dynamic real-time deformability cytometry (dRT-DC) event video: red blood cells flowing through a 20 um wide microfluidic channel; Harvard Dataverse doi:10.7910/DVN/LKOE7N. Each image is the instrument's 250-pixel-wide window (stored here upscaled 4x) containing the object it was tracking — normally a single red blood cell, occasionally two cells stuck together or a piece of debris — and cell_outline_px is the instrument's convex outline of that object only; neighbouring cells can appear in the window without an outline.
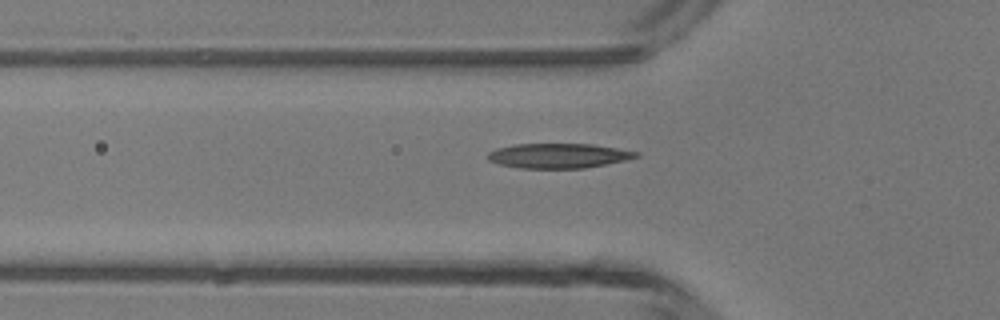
{"species": "common noctule bat (a hibernating species)", "species_latin": "Nyctalus noctula", "temperature_condition": "room temperature", "stored_images_in_passage": 18, "camera_frame_rate_fps": 3000, "um_per_image_px": 0.085, "animal": {"sex": "male", "body_mass_g": 13.3}, "frame": {"image": 1, "passage_image": 8, "time_ms": 2.333, "image_size_px": [1000, 320], "cell_outline_px": [[640, 156], [624, 160], [584, 168], [520, 168], [500, 164], [488, 160], [488, 152], [496, 148], [512, 144], [592, 144], [640, 152]], "centroid_in_image_um": [47.45, 13.23], "position_along_channel_um": 78.4, "area_um2": 21.27}}
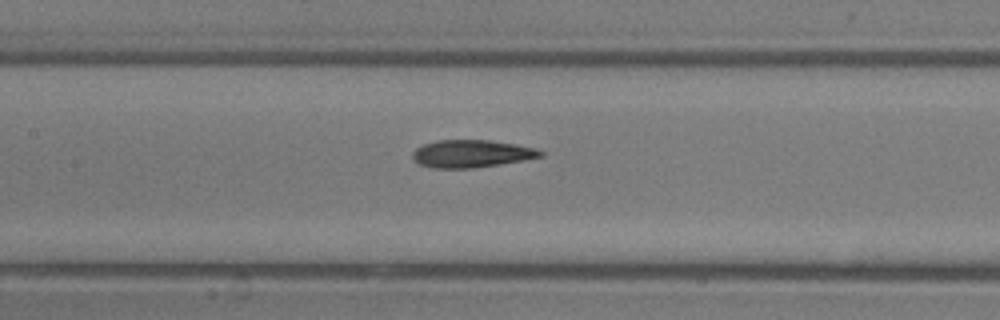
{"frame": {"image": 2, "passage_image": 14, "time_ms": 4.333, "image_size_px": [1000, 320], "cell_outline_px": [[544, 156], [524, 160], [500, 164], [472, 168], [432, 168], [420, 164], [412, 160], [412, 152], [416, 148], [424, 144], [436, 140], [488, 140], [516, 144], [536, 148], [544, 152]], "centroid_in_image_um": [40.07, 13.06], "position_along_channel_um": 167.3, "area_um2": 20.63}}
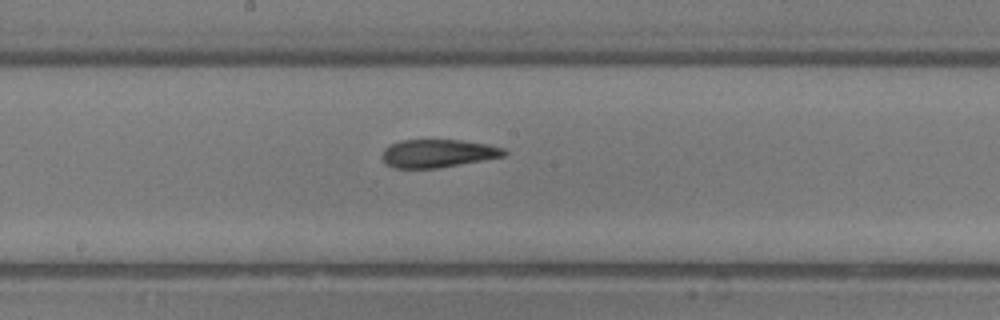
{"frame": {"image": 3, "passage_image": 17, "time_ms": 5.333, "image_size_px": [1000, 320], "cell_outline_px": [[508, 152], [504, 156], [440, 168], [392, 168], [384, 160], [384, 148], [400, 140], [460, 140], [488, 144], [504, 148]], "centroid_in_image_um": [37.26, 13.04], "position_along_channel_um": 210.9, "area_um2": 19.83}}